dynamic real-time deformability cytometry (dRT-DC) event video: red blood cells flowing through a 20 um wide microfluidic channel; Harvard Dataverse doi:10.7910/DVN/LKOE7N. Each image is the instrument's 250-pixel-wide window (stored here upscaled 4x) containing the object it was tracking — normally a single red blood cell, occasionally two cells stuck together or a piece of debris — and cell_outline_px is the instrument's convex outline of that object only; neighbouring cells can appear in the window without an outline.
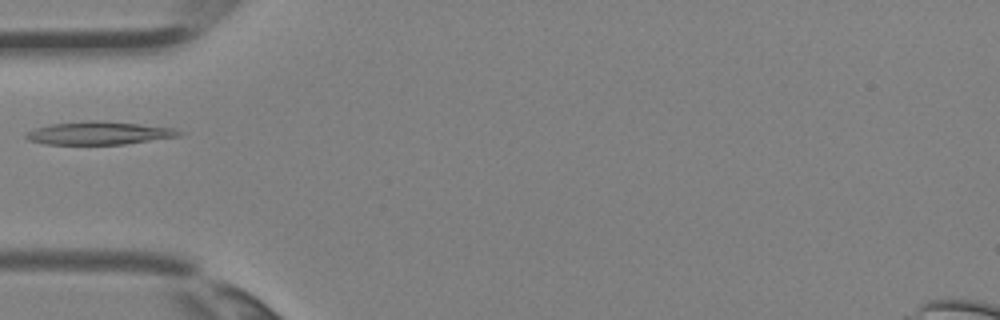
{"species": "Egyptian fruit bat (a non-hibernating species)", "species_latin": "Rousettus aegyptiacus", "temperature_condition": "room temperature", "stored_images_in_passage": 4, "camera_frame_rate_fps": 3000, "um_per_image_px": 0.085, "animal": {"sex": "female"}, "frame": {"image": 1, "passage_image": 4, "time_ms": 1.0, "image_size_px": [1000, 320], "cell_outline_px": [[184, 132], [180, 136], [124, 144], [44, 144], [28, 140], [24, 136], [28, 132], [36, 128], [52, 124], [84, 120], [96, 120], [176, 128]], "centroid_in_image_um": [8.42, 11.31], "position_along_channel_um": 76.6, "area_um2": 20.4}}